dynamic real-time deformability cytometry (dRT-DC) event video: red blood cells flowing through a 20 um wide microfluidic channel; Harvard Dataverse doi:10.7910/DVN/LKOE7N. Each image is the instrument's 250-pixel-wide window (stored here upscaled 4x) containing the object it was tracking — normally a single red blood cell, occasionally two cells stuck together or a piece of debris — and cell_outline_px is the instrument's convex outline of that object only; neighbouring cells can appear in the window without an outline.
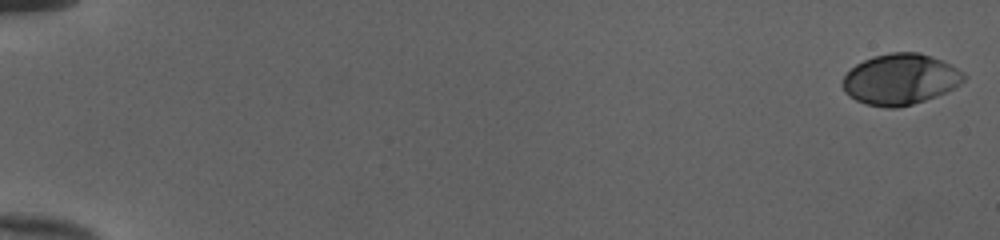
{"species": "human", "species_latin": "Homo sapiens", "temperature_condition": "cold", "stored_images_in_passage": 53, "camera_frame_rate_fps": 3000, "um_per_image_px": 0.085, "donor": {"sex": "female"}, "frame": {"image": 1, "passage_image": 1, "time_ms": 0.0, "image_size_px": [1000, 240], "cell_outline_px": [[968, 76], [960, 84], [936, 96], [912, 104], [896, 108], [884, 108], [868, 104], [856, 100], [848, 96], [844, 92], [844, 76], [856, 64], [872, 56], [892, 52], [920, 52], [932, 56], [964, 72]], "centroid_in_image_um": [76.53, 6.73], "position_along_channel_um": 8.5, "area_um2": 35.72}}
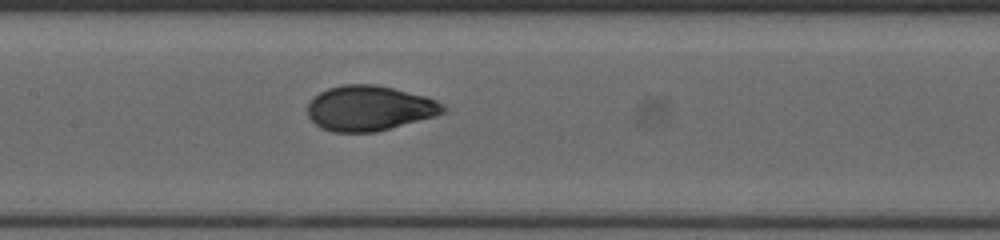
{"frame": {"image": 2, "passage_image": 28, "time_ms": 9.0, "image_size_px": [1000, 240], "cell_outline_px": [[448, 112], [436, 116], [376, 132], [332, 132], [320, 128], [308, 116], [308, 104], [312, 96], [328, 88], [344, 84], [376, 84], [424, 96], [436, 100], [444, 104], [448, 108]], "centroid_in_image_um": [31.41, 9.2], "position_along_channel_um": 176.0, "area_um2": 35.89}}
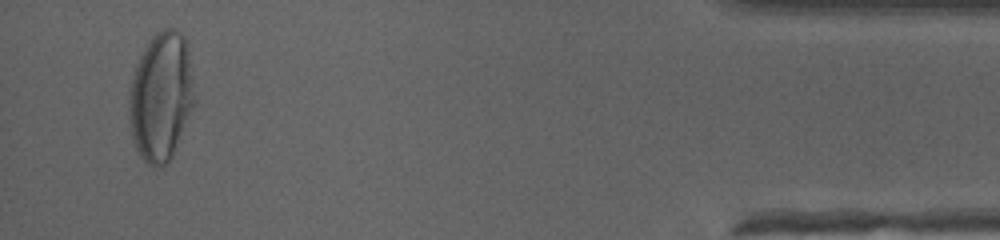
{"frame": {"image": 3, "passage_image": 51, "time_ms": 16.667, "image_size_px": [1000, 240], "cell_outline_px": [[196, 100], [172, 156], [164, 164], [156, 168], [152, 168], [140, 156], [132, 140], [128, 112], [128, 100], [132, 72], [140, 56], [152, 36], [156, 32], [164, 28], [172, 28], [180, 32], [184, 36], [188, 44]], "centroid_in_image_um": [13.68, 8.19], "position_along_channel_um": 421.5, "area_um2": 49.59}, "authors_computed_cell_mechanics": {"area_um2": 35.6048, "velocity_mm_per_s": 4.0108, "shape_relaxation_time_tau1_ms": 3.9358, "shape_relaxation_time_tau2_ms": null, "deformation_change_tau1": 0.2037, "deformation_change_tau2": null}}